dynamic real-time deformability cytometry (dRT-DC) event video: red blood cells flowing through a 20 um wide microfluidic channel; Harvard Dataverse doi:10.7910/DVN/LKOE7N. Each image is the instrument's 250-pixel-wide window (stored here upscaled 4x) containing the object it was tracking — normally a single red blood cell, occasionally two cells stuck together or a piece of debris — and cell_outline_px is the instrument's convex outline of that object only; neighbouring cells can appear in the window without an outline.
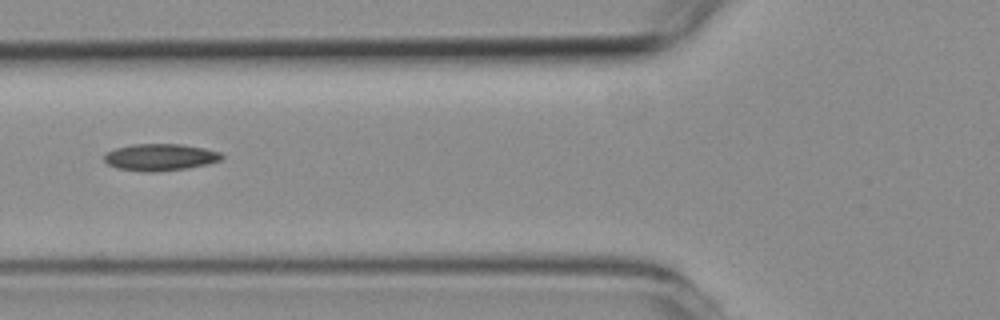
{"species": "common noctule bat (a hibernating species)", "species_latin": "Nyctalus noctula", "temperature_condition": "room temperature", "stored_images_in_passage": 5, "camera_frame_rate_fps": 3000, "um_per_image_px": 0.085, "animal": {"sex": "female", "body_mass_g": 19.3, "forearm_length_mm": 54.1}, "frame": {"image": 1, "passage_image": 5, "time_ms": 4.333, "image_size_px": [1000, 320], "cell_outline_px": [[224, 156], [220, 160], [208, 164], [188, 168], [156, 172], [144, 172], [116, 168], [108, 164], [104, 160], [104, 152], [116, 148], [132, 144], [180, 144], [204, 148], [220, 152]], "centroid_in_image_um": [13.59, 13.36], "position_along_channel_um": 112.2, "area_um2": 18.55}}